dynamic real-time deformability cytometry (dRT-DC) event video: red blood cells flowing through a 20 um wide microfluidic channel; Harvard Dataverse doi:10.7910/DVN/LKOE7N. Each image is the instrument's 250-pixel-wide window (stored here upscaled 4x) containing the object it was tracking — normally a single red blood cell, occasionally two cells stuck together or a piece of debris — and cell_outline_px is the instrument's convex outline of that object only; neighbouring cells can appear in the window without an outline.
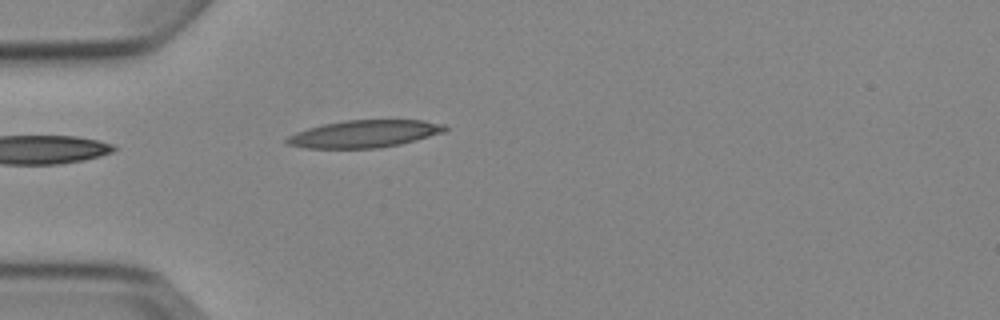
{"species": "Egyptian fruit bat (a non-hibernating species)", "species_latin": "Rousettus aegyptiacus", "temperature_condition": "cold", "stored_images_in_passage": 4, "camera_frame_rate_fps": 3000, "um_per_image_px": 0.085, "animal": {"sex": "female"}, "frame": {"image": 1, "passage_image": 4, "time_ms": 4.333, "image_size_px": [1000, 320], "cell_outline_px": [[448, 128], [444, 132], [416, 140], [400, 144], [376, 148], [304, 148], [288, 144], [284, 140], [288, 136], [296, 132], [308, 128], [324, 124], [344, 120], [424, 120], [444, 124]], "centroid_in_image_um": [30.97, 11.37], "position_along_channel_um": 54.0, "area_um2": 25.14}}